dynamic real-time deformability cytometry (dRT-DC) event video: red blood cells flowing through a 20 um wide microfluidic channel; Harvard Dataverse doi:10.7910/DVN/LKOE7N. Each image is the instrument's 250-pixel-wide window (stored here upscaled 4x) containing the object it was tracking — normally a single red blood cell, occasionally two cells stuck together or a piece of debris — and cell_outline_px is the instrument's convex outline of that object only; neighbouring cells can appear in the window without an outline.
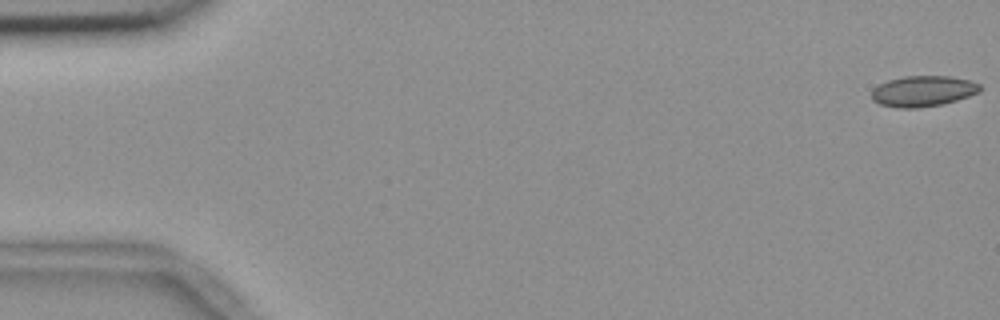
{"species": "common noctule bat (a hibernating species)", "species_latin": "Nyctalus noctula", "temperature_condition": "room temperature", "stored_images_in_passage": 6, "camera_frame_rate_fps": 3000, "um_per_image_px": 0.085, "animal": {"sex": "female", "body_mass_g": 18.4}, "frame": {"image": 1, "passage_image": 1, "time_ms": 0.0, "image_size_px": [1000, 320], "cell_outline_px": [[980, 92], [944, 104], [920, 108], [896, 108], [880, 104], [872, 100], [872, 88], [888, 80], [904, 76], [948, 76], [968, 80], [980, 84]], "centroid_in_image_um": [78.43, 7.76], "position_along_channel_um": 6.6, "area_um2": 19.48}}
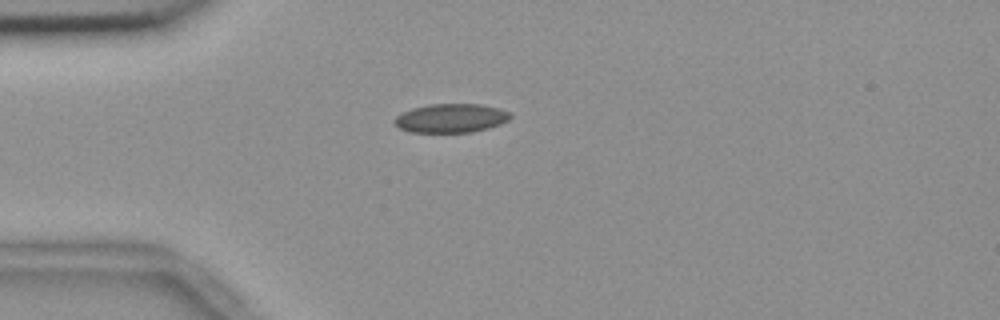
{"frame": {"image": 2, "passage_image": 5, "time_ms": 1.333, "image_size_px": [1000, 320], "cell_outline_px": [[512, 116], [508, 120], [500, 124], [488, 128], [472, 132], [412, 132], [400, 128], [392, 120], [396, 116], [412, 108], [428, 104], [480, 104], [512, 112]], "centroid_in_image_um": [38.35, 10.04], "position_along_channel_um": 46.7, "area_um2": 19.42}}